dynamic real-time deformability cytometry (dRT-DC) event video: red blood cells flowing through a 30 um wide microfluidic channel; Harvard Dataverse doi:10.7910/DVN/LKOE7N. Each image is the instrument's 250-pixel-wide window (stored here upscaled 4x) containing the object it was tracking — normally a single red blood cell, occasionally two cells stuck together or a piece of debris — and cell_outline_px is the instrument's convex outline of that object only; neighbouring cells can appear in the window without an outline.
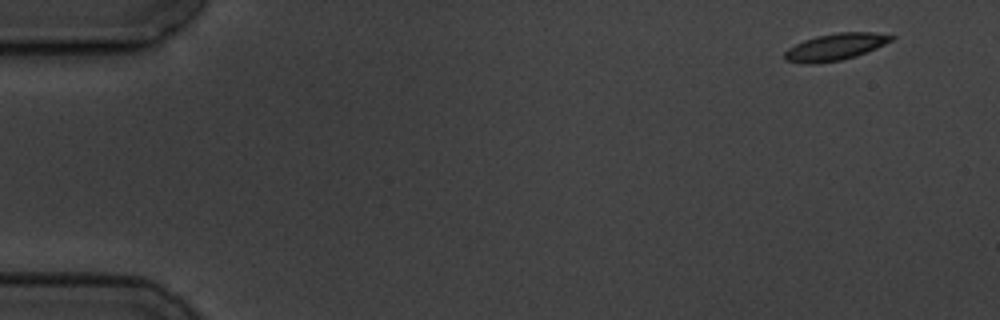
{"species": "common noctule bat (a hibernating species)", "species_latin": "Nyctalus noctula", "temperature_condition": "cold", "stored_images_in_passage": 4, "segment_of_instrument_passage": [1, 2], "camera_frame_rate_fps": 3000, "um_per_image_px": 0.085, "animal": {"sex": "male", "body_mass_g": 19.5, "forearm_length_mm": 54.6}, "frame": {"image": 1, "passage_image": 1, "time_ms": 0.0, "image_size_px": [1000, 320], "cell_outline_px": [[896, 36], [892, 40], [876, 48], [856, 56], [840, 60], [816, 64], [804, 64], [784, 60], [784, 52], [788, 48], [804, 40], [816, 36], [836, 32], [872, 32]], "centroid_in_image_um": [70.97, 3.99], "position_along_channel_um": 14.0, "area_um2": 16.7}}